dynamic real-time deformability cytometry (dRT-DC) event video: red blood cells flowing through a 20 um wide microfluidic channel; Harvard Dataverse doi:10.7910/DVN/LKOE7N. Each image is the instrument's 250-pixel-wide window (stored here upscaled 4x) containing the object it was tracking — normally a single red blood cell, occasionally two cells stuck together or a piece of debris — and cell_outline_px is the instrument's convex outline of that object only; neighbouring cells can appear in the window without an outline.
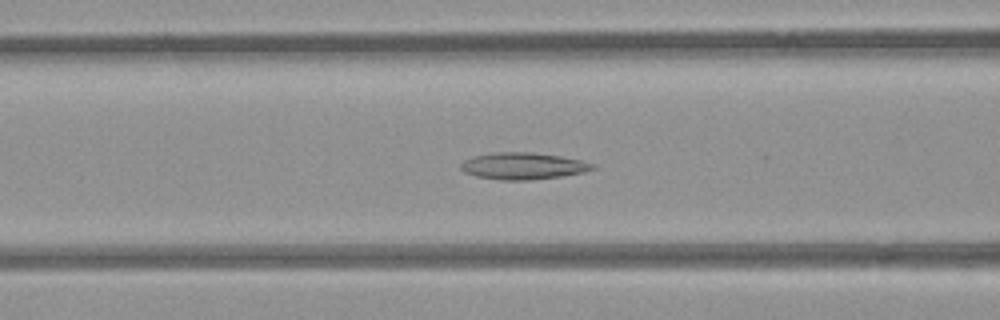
{"species": "common noctule bat (a hibernating species)", "species_latin": "Nyctalus noctula", "temperature_condition": "room temperature", "stored_images_in_passage": 54, "camera_frame_rate_fps": 3000, "um_per_image_px": 0.085, "animal": {"sex": "female", "body_mass_g": 21.9}, "frame": {"image": 1, "passage_image": 21, "time_ms": 6.667, "image_size_px": [1000, 320], "cell_outline_px": [[596, 168], [584, 172], [560, 176], [528, 180], [500, 180], [476, 176], [464, 172], [460, 168], [460, 164], [464, 160], [472, 156], [496, 152], [532, 152], [560, 156], [580, 160], [596, 164]], "centroid_in_image_um": [44.44, 14.1], "position_along_channel_um": 122.2, "area_um2": 20.58}}
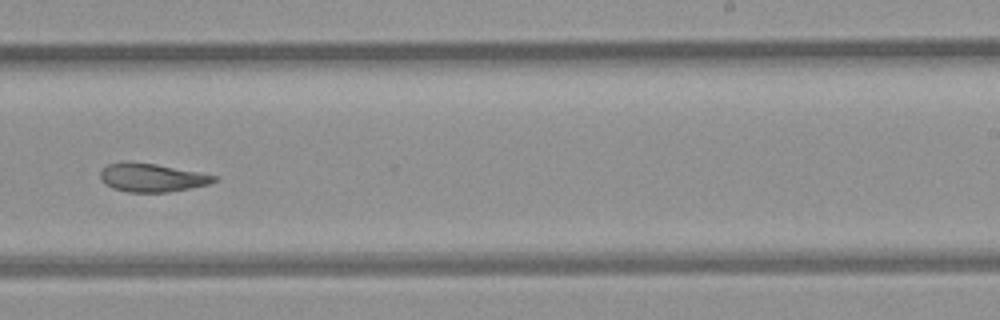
{"frame": {"image": 2, "passage_image": 33, "time_ms": 10.667, "image_size_px": [1000, 320], "cell_outline_px": [[216, 180], [208, 184], [168, 192], [124, 192], [112, 188], [104, 184], [100, 176], [100, 172], [108, 164], [128, 160], [156, 164], [216, 176]], "centroid_in_image_um": [12.82, 15.09], "position_along_channel_um": 276.2, "area_um2": 18.73}}
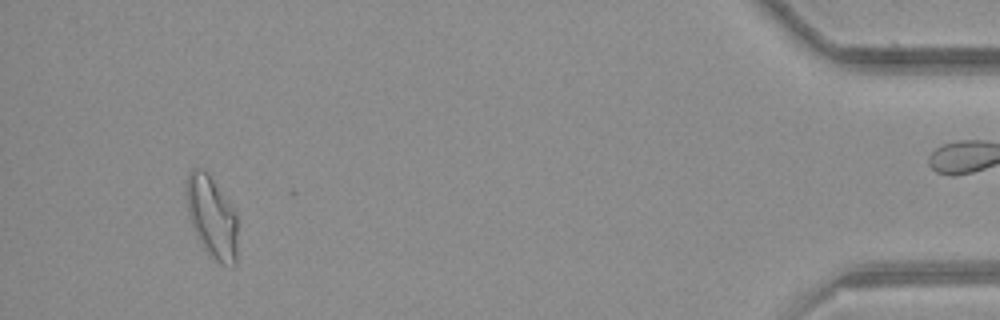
{"frame": {"image": 3, "passage_image": 50, "time_ms": 16.333, "image_size_px": [1000, 320], "cell_outline_px": [[236, 264], [232, 268], [220, 264], [208, 256], [196, 236], [188, 212], [184, 188], [184, 184], [192, 168], [204, 168], [208, 172], [236, 212]], "centroid_in_image_um": [17.98, 18.45], "position_along_channel_um": 417.2, "area_um2": 24.85}, "authors_computed_cell_mechanics": {"area_um2": 20.9236, "velocity_mm_per_s": 3.8511, "shape_relaxation_time_tau1_ms": null, "shape_relaxation_time_tau2_ms": 4.053, "deformation_change_tau1": null, "deformation_change_tau2": 0.1203}}